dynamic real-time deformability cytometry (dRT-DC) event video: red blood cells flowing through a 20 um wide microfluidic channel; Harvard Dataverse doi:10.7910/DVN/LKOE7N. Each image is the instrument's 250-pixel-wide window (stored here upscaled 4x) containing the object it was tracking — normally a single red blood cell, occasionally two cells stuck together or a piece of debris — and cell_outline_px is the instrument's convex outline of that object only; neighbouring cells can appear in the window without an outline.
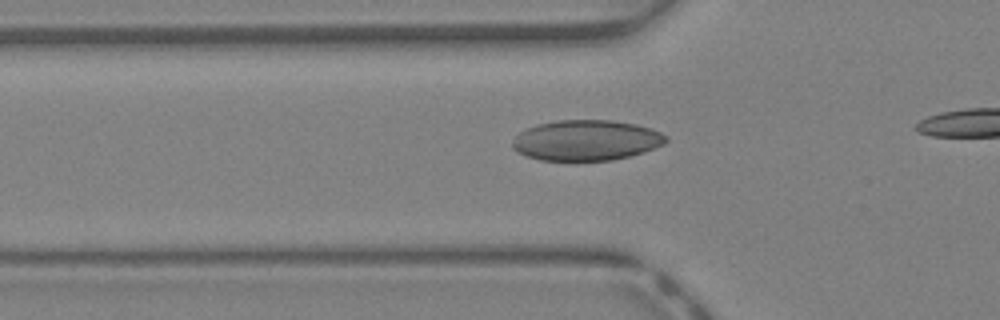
{"species": "Egyptian fruit bat (a non-hibernating species)", "species_latin": "Rousettus aegyptiacus", "temperature_condition": "warm", "stored_images_in_passage": 18, "camera_frame_rate_fps": 3000, "um_per_image_px": 0.085, "animal": {"sex": "female"}, "frame": {"image": 1, "passage_image": 11, "time_ms": 3.333, "image_size_px": [1000, 320], "cell_outline_px": [[668, 140], [664, 144], [644, 152], [612, 160], [540, 160], [516, 152], [512, 148], [512, 144], [516, 136], [520, 132], [536, 124], [556, 120], [612, 120], [636, 124], [652, 128], [668, 136]], "centroid_in_image_um": [49.85, 11.91], "position_along_channel_um": 76.0, "area_um2": 36.3}}
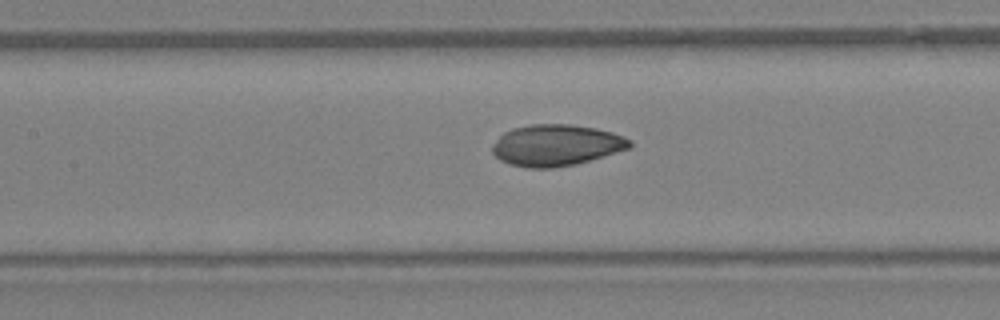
{"frame": {"image": 2, "passage_image": 16, "time_ms": 5.0, "image_size_px": [1000, 320], "cell_outline_px": [[632, 148], [576, 164], [552, 168], [528, 168], [508, 164], [500, 160], [492, 152], [492, 148], [496, 140], [504, 132], [512, 128], [532, 124], [568, 124], [596, 128], [612, 132], [624, 136], [632, 140]], "centroid_in_image_um": [47.3, 12.35], "position_along_channel_um": 160.1, "area_um2": 33.29}}